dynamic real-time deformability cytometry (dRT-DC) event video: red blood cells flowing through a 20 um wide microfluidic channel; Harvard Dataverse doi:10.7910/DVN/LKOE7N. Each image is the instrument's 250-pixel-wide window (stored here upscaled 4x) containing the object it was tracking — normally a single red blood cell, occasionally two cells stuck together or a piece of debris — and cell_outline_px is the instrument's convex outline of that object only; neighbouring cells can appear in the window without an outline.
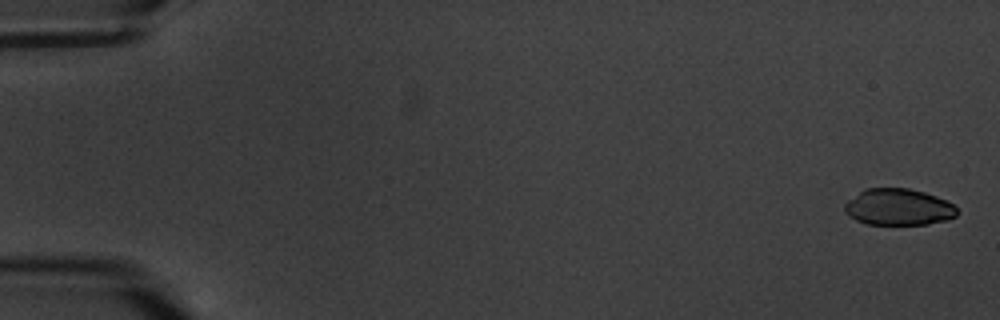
{"species": "common noctule bat (a hibernating species)", "species_latin": "Nyctalus noctula", "temperature_condition": "warm", "stored_images_in_passage": 6, "camera_frame_rate_fps": 3000, "um_per_image_px": 0.085, "animal": {"sex": "male", "body_mass_g": 20.1, "forearm_length_mm": 53.5}, "frame": {"image": 1, "passage_image": 1, "time_ms": 0.0, "image_size_px": [1000, 320], "cell_outline_px": [[960, 212], [956, 216], [948, 220], [928, 224], [868, 224], [856, 220], [844, 212], [844, 204], [848, 200], [860, 192], [868, 188], [908, 188], [924, 192], [936, 196], [952, 204]], "centroid_in_image_um": [76.38, 17.61], "position_along_channel_um": 8.6, "area_um2": 23.87}}